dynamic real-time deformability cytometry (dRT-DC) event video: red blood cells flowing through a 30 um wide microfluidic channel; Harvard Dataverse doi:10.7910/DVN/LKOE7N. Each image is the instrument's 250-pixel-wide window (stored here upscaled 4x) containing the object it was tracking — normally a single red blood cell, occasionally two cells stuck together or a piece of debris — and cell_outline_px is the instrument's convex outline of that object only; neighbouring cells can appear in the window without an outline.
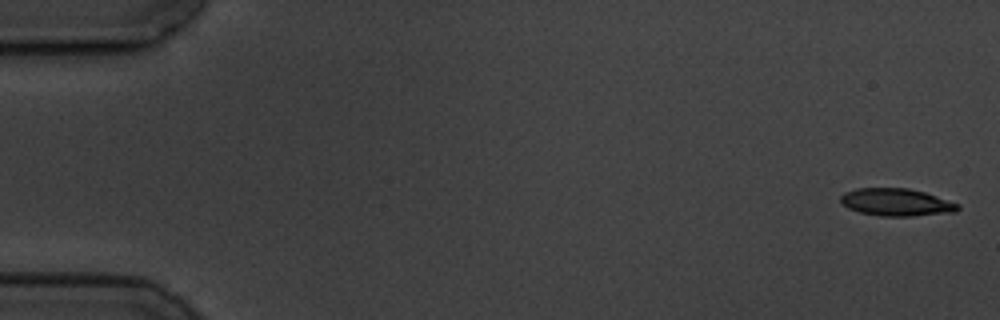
{"species": "common noctule bat (a hibernating species)", "species_latin": "Nyctalus noctula", "temperature_condition": "cold", "stored_images_in_passage": 9, "camera_frame_rate_fps": 3000, "um_per_image_px": 0.085, "animal": {"sex": "male", "body_mass_g": 19.5, "forearm_length_mm": 54.6}, "frame": {"image": 1, "passage_image": 1, "time_ms": 0.0, "image_size_px": [1000, 320], "cell_outline_px": [[960, 208], [956, 212], [912, 216], [880, 216], [860, 212], [848, 208], [840, 200], [840, 196], [844, 192], [856, 188], [908, 188], [924, 192], [960, 204]], "centroid_in_image_um": [76.2, 17.19], "position_along_channel_um": 8.8, "area_um2": 18.79}}
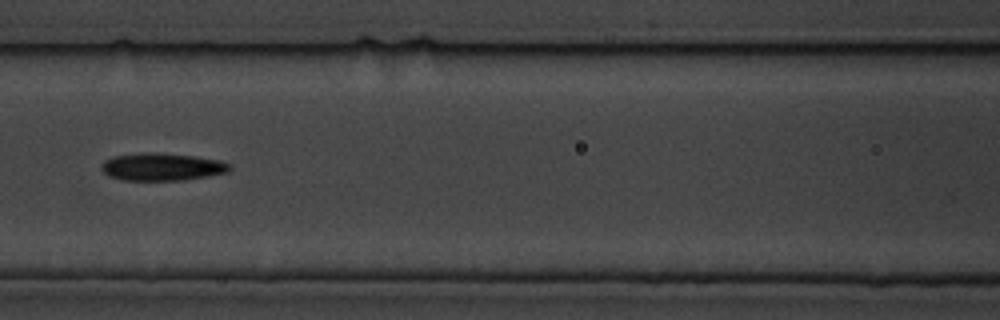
{"frame": {"image": 2, "passage_image": 8, "time_ms": 8.0, "image_size_px": [1000, 320], "cell_outline_px": [[232, 168], [228, 172], [208, 176], [184, 180], [120, 180], [108, 176], [100, 168], [104, 160], [112, 156], [148, 152], [152, 152], [196, 156], [220, 160], [232, 164]], "centroid_in_image_um": [13.78, 14.18], "position_along_channel_um": 152.8, "area_um2": 20.81}}
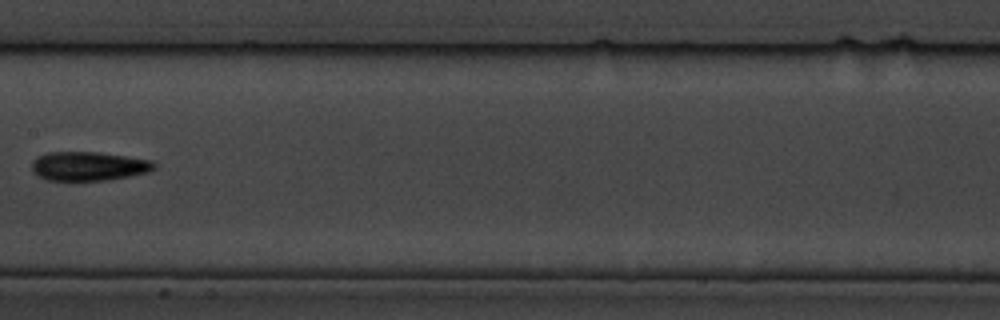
{"frame": {"image": 3, "passage_image": 9, "time_ms": 9.333, "image_size_px": [1000, 320], "cell_outline_px": [[156, 168], [148, 172], [108, 180], [48, 180], [32, 172], [32, 160], [36, 156], [48, 152], [100, 152], [152, 160], [156, 164]], "centroid_in_image_um": [7.53, 14.11], "position_along_channel_um": 199.9, "area_um2": 20.75}}